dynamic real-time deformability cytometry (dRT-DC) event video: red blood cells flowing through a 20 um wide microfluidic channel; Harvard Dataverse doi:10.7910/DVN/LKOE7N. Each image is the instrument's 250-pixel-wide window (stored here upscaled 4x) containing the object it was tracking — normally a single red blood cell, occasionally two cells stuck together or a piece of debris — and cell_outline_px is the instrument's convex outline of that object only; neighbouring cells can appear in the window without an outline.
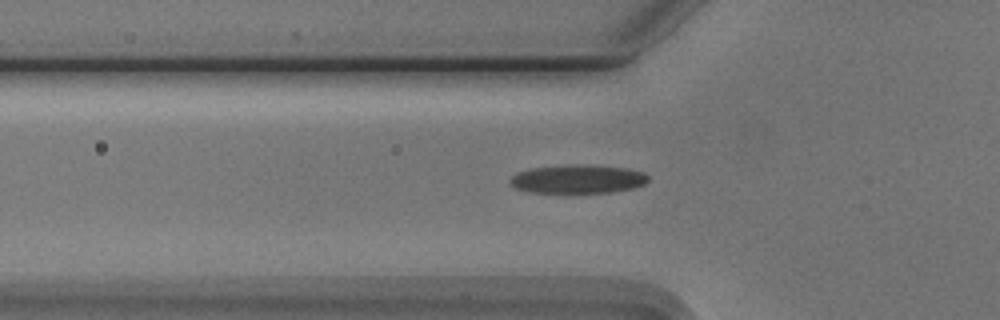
{"species": "Egyptian fruit bat (a non-hibernating species)", "species_latin": "Rousettus aegyptiacus", "temperature_condition": "cold", "stored_images_in_passage": 50, "camera_frame_rate_fps": 3000, "um_per_image_px": 0.085, "animal": {"sex": "male"}, "frame": {"image": 1, "passage_image": 18, "time_ms": 5.667, "image_size_px": [1000, 320], "cell_outline_px": [[648, 180], [644, 184], [632, 188], [612, 192], [528, 192], [516, 188], [508, 184], [508, 180], [516, 172], [532, 168], [572, 164], [584, 164], [628, 168], [644, 172], [648, 176]], "centroid_in_image_um": [49.09, 15.21], "position_along_channel_um": 76.7, "area_um2": 23.12}}
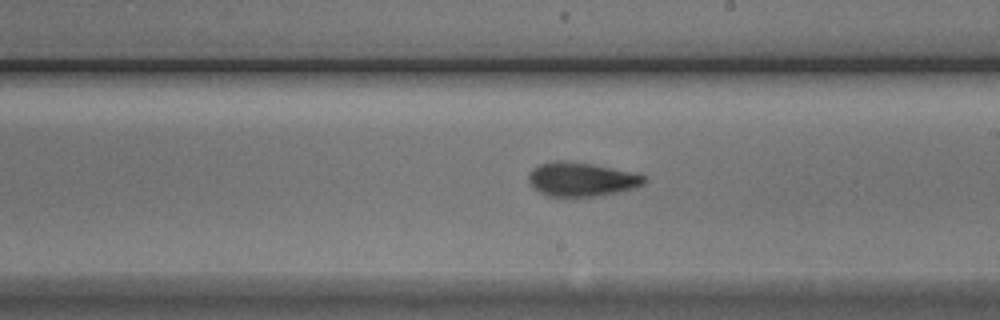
{"frame": {"image": 2, "passage_image": 31, "time_ms": 10.0, "image_size_px": [1000, 320], "cell_outline_px": [[648, 180], [644, 184], [636, 188], [624, 192], [596, 196], [548, 196], [532, 188], [528, 180], [528, 172], [532, 168], [540, 164], [556, 160], [564, 160], [592, 164], [628, 172], [644, 176]], "centroid_in_image_um": [49.4, 15.25], "position_along_channel_um": 239.6, "area_um2": 23.0}}
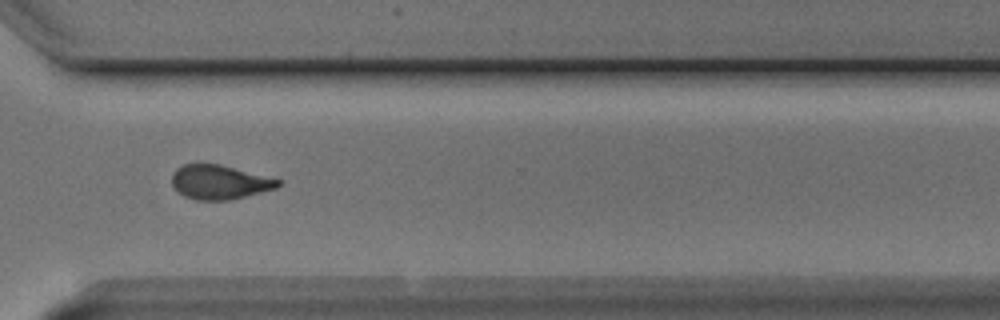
{"frame": {"image": 3, "passage_image": 40, "time_ms": 13.0, "image_size_px": [1000, 320], "cell_outline_px": [[284, 180], [276, 188], [228, 200], [196, 200], [184, 196], [172, 184], [172, 172], [176, 168], [184, 164], [220, 164]], "centroid_in_image_um": [18.67, 15.47], "position_along_channel_um": 351.9, "area_um2": 21.1}}